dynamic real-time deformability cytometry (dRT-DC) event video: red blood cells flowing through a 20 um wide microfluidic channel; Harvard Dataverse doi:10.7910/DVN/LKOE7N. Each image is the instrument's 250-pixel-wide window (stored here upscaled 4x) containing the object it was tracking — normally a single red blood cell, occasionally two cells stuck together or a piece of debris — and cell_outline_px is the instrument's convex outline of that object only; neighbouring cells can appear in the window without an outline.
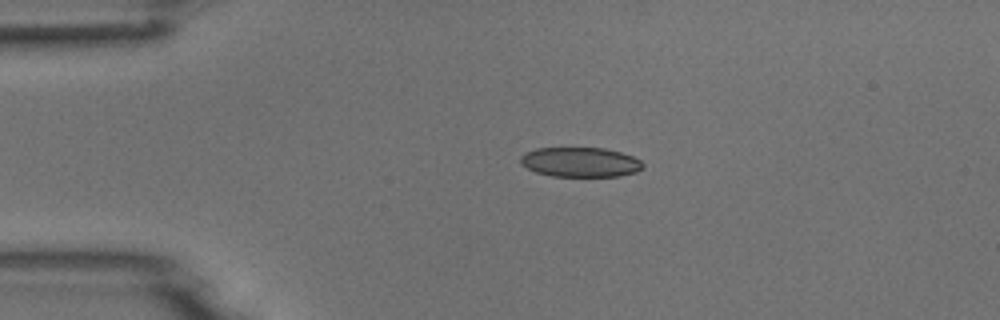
{"species": "common noctule bat (a hibernating species)", "species_latin": "Nyctalus noctula", "temperature_condition": "room temperature", "stored_images_in_passage": 6, "camera_frame_rate_fps": 3000, "um_per_image_px": 0.085, "animal": {"sex": "male", "body_mass_g": 18.8}, "frame": {"image": 1, "passage_image": 6, "time_ms": 5.667, "image_size_px": [1000, 320], "cell_outline_px": [[644, 168], [636, 172], [620, 176], [552, 176], [536, 172], [520, 164], [520, 156], [536, 148], [604, 148], [620, 152], [632, 156], [640, 160], [644, 164]], "centroid_in_image_um": [49.34, 13.78], "position_along_channel_um": 35.7, "area_um2": 21.15}}